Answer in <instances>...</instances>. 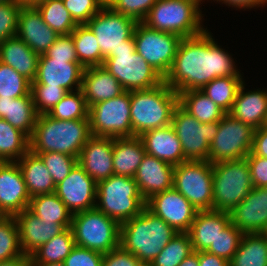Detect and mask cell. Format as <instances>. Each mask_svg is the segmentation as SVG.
Masks as SVG:
<instances>
[{"mask_svg":"<svg viewBox=\"0 0 267 266\" xmlns=\"http://www.w3.org/2000/svg\"><path fill=\"white\" fill-rule=\"evenodd\" d=\"M173 188L198 211L212 210L213 167L209 161L187 160L174 166Z\"/></svg>","mask_w":267,"mask_h":266,"instance_id":"10","label":"cell"},{"mask_svg":"<svg viewBox=\"0 0 267 266\" xmlns=\"http://www.w3.org/2000/svg\"><path fill=\"white\" fill-rule=\"evenodd\" d=\"M28 209L45 222L71 227L72 213L55 193L31 197Z\"/></svg>","mask_w":267,"mask_h":266,"instance_id":"35","label":"cell"},{"mask_svg":"<svg viewBox=\"0 0 267 266\" xmlns=\"http://www.w3.org/2000/svg\"><path fill=\"white\" fill-rule=\"evenodd\" d=\"M21 6L16 1L0 4V43L16 36Z\"/></svg>","mask_w":267,"mask_h":266,"instance_id":"50","label":"cell"},{"mask_svg":"<svg viewBox=\"0 0 267 266\" xmlns=\"http://www.w3.org/2000/svg\"><path fill=\"white\" fill-rule=\"evenodd\" d=\"M244 84L243 81L228 114L254 129L263 127L267 116V90L257 89L245 93Z\"/></svg>","mask_w":267,"mask_h":266,"instance_id":"28","label":"cell"},{"mask_svg":"<svg viewBox=\"0 0 267 266\" xmlns=\"http://www.w3.org/2000/svg\"><path fill=\"white\" fill-rule=\"evenodd\" d=\"M136 24L132 18L112 11L107 5L86 23L95 34L104 59L109 54H115L120 46L126 45Z\"/></svg>","mask_w":267,"mask_h":266,"instance_id":"15","label":"cell"},{"mask_svg":"<svg viewBox=\"0 0 267 266\" xmlns=\"http://www.w3.org/2000/svg\"><path fill=\"white\" fill-rule=\"evenodd\" d=\"M244 233L238 230L231 222L220 232L214 245L207 250L208 253L217 255L230 261L237 251Z\"/></svg>","mask_w":267,"mask_h":266,"instance_id":"45","label":"cell"},{"mask_svg":"<svg viewBox=\"0 0 267 266\" xmlns=\"http://www.w3.org/2000/svg\"><path fill=\"white\" fill-rule=\"evenodd\" d=\"M11 1H15V0H0V4L6 3V2H11Z\"/></svg>","mask_w":267,"mask_h":266,"instance_id":"63","label":"cell"},{"mask_svg":"<svg viewBox=\"0 0 267 266\" xmlns=\"http://www.w3.org/2000/svg\"><path fill=\"white\" fill-rule=\"evenodd\" d=\"M140 260L120 245L103 254L102 266H140Z\"/></svg>","mask_w":267,"mask_h":266,"instance_id":"53","label":"cell"},{"mask_svg":"<svg viewBox=\"0 0 267 266\" xmlns=\"http://www.w3.org/2000/svg\"><path fill=\"white\" fill-rule=\"evenodd\" d=\"M229 214L231 223L243 233H266L267 187H253Z\"/></svg>","mask_w":267,"mask_h":266,"instance_id":"19","label":"cell"},{"mask_svg":"<svg viewBox=\"0 0 267 266\" xmlns=\"http://www.w3.org/2000/svg\"><path fill=\"white\" fill-rule=\"evenodd\" d=\"M242 82L241 76L217 77L206 84L201 91L222 110L229 113Z\"/></svg>","mask_w":267,"mask_h":266,"instance_id":"39","label":"cell"},{"mask_svg":"<svg viewBox=\"0 0 267 266\" xmlns=\"http://www.w3.org/2000/svg\"><path fill=\"white\" fill-rule=\"evenodd\" d=\"M16 36L40 56L54 44L59 34L43 21L35 7H21Z\"/></svg>","mask_w":267,"mask_h":266,"instance_id":"21","label":"cell"},{"mask_svg":"<svg viewBox=\"0 0 267 266\" xmlns=\"http://www.w3.org/2000/svg\"><path fill=\"white\" fill-rule=\"evenodd\" d=\"M135 50L163 78L169 73L181 40L179 35L152 29L138 22L133 32Z\"/></svg>","mask_w":267,"mask_h":266,"instance_id":"11","label":"cell"},{"mask_svg":"<svg viewBox=\"0 0 267 266\" xmlns=\"http://www.w3.org/2000/svg\"><path fill=\"white\" fill-rule=\"evenodd\" d=\"M146 208L177 232H188L198 210L177 190L171 188L146 201Z\"/></svg>","mask_w":267,"mask_h":266,"instance_id":"16","label":"cell"},{"mask_svg":"<svg viewBox=\"0 0 267 266\" xmlns=\"http://www.w3.org/2000/svg\"><path fill=\"white\" fill-rule=\"evenodd\" d=\"M231 57L215 43L208 30L195 37L183 38L164 82L179 94L201 90L217 77L241 76Z\"/></svg>","mask_w":267,"mask_h":266,"instance_id":"1","label":"cell"},{"mask_svg":"<svg viewBox=\"0 0 267 266\" xmlns=\"http://www.w3.org/2000/svg\"><path fill=\"white\" fill-rule=\"evenodd\" d=\"M14 218L18 225L20 247L27 256L66 229L62 224L43 221L28 208Z\"/></svg>","mask_w":267,"mask_h":266,"instance_id":"22","label":"cell"},{"mask_svg":"<svg viewBox=\"0 0 267 266\" xmlns=\"http://www.w3.org/2000/svg\"><path fill=\"white\" fill-rule=\"evenodd\" d=\"M78 62L84 67L103 66L102 57L95 34L86 24H78L71 32Z\"/></svg>","mask_w":267,"mask_h":266,"instance_id":"37","label":"cell"},{"mask_svg":"<svg viewBox=\"0 0 267 266\" xmlns=\"http://www.w3.org/2000/svg\"><path fill=\"white\" fill-rule=\"evenodd\" d=\"M145 207L134 178L113 174L97 183L95 208L119 224L139 215Z\"/></svg>","mask_w":267,"mask_h":266,"instance_id":"6","label":"cell"},{"mask_svg":"<svg viewBox=\"0 0 267 266\" xmlns=\"http://www.w3.org/2000/svg\"><path fill=\"white\" fill-rule=\"evenodd\" d=\"M179 266H199V252H193L186 257Z\"/></svg>","mask_w":267,"mask_h":266,"instance_id":"59","label":"cell"},{"mask_svg":"<svg viewBox=\"0 0 267 266\" xmlns=\"http://www.w3.org/2000/svg\"><path fill=\"white\" fill-rule=\"evenodd\" d=\"M213 167L212 209L230 213L252 190L246 158L220 161Z\"/></svg>","mask_w":267,"mask_h":266,"instance_id":"8","label":"cell"},{"mask_svg":"<svg viewBox=\"0 0 267 266\" xmlns=\"http://www.w3.org/2000/svg\"><path fill=\"white\" fill-rule=\"evenodd\" d=\"M130 91L89 107L90 131L95 137H132Z\"/></svg>","mask_w":267,"mask_h":266,"instance_id":"12","label":"cell"},{"mask_svg":"<svg viewBox=\"0 0 267 266\" xmlns=\"http://www.w3.org/2000/svg\"><path fill=\"white\" fill-rule=\"evenodd\" d=\"M253 187H267V158L256 155L246 157Z\"/></svg>","mask_w":267,"mask_h":266,"instance_id":"54","label":"cell"},{"mask_svg":"<svg viewBox=\"0 0 267 266\" xmlns=\"http://www.w3.org/2000/svg\"><path fill=\"white\" fill-rule=\"evenodd\" d=\"M75 245L106 254L119 246L120 224L96 208L72 214Z\"/></svg>","mask_w":267,"mask_h":266,"instance_id":"9","label":"cell"},{"mask_svg":"<svg viewBox=\"0 0 267 266\" xmlns=\"http://www.w3.org/2000/svg\"><path fill=\"white\" fill-rule=\"evenodd\" d=\"M173 173V165L145 153L134 176L144 200L173 188Z\"/></svg>","mask_w":267,"mask_h":266,"instance_id":"24","label":"cell"},{"mask_svg":"<svg viewBox=\"0 0 267 266\" xmlns=\"http://www.w3.org/2000/svg\"><path fill=\"white\" fill-rule=\"evenodd\" d=\"M89 108L82 90L68 92L48 113L54 119L78 120L88 117Z\"/></svg>","mask_w":267,"mask_h":266,"instance_id":"42","label":"cell"},{"mask_svg":"<svg viewBox=\"0 0 267 266\" xmlns=\"http://www.w3.org/2000/svg\"><path fill=\"white\" fill-rule=\"evenodd\" d=\"M78 164L97 183L114 174L113 138L92 136L81 149Z\"/></svg>","mask_w":267,"mask_h":266,"instance_id":"23","label":"cell"},{"mask_svg":"<svg viewBox=\"0 0 267 266\" xmlns=\"http://www.w3.org/2000/svg\"><path fill=\"white\" fill-rule=\"evenodd\" d=\"M248 155H256L267 158V129L260 127L254 129L251 152Z\"/></svg>","mask_w":267,"mask_h":266,"instance_id":"55","label":"cell"},{"mask_svg":"<svg viewBox=\"0 0 267 266\" xmlns=\"http://www.w3.org/2000/svg\"><path fill=\"white\" fill-rule=\"evenodd\" d=\"M45 54L51 59L66 60V62H78L71 34L59 35L54 44Z\"/></svg>","mask_w":267,"mask_h":266,"instance_id":"52","label":"cell"},{"mask_svg":"<svg viewBox=\"0 0 267 266\" xmlns=\"http://www.w3.org/2000/svg\"><path fill=\"white\" fill-rule=\"evenodd\" d=\"M30 266H65L63 262H54L48 264H30Z\"/></svg>","mask_w":267,"mask_h":266,"instance_id":"61","label":"cell"},{"mask_svg":"<svg viewBox=\"0 0 267 266\" xmlns=\"http://www.w3.org/2000/svg\"><path fill=\"white\" fill-rule=\"evenodd\" d=\"M44 162L55 185L63 181L78 163V158L58 152L34 153Z\"/></svg>","mask_w":267,"mask_h":266,"instance_id":"46","label":"cell"},{"mask_svg":"<svg viewBox=\"0 0 267 266\" xmlns=\"http://www.w3.org/2000/svg\"><path fill=\"white\" fill-rule=\"evenodd\" d=\"M37 117L31 95L20 98L0 97V118L8 121L28 137L32 135Z\"/></svg>","mask_w":267,"mask_h":266,"instance_id":"32","label":"cell"},{"mask_svg":"<svg viewBox=\"0 0 267 266\" xmlns=\"http://www.w3.org/2000/svg\"><path fill=\"white\" fill-rule=\"evenodd\" d=\"M84 67L79 62L51 59L46 54L38 59L37 75L31 86H57L67 92L80 90Z\"/></svg>","mask_w":267,"mask_h":266,"instance_id":"18","label":"cell"},{"mask_svg":"<svg viewBox=\"0 0 267 266\" xmlns=\"http://www.w3.org/2000/svg\"><path fill=\"white\" fill-rule=\"evenodd\" d=\"M22 255L16 219L14 216H6L0 221V261Z\"/></svg>","mask_w":267,"mask_h":266,"instance_id":"44","label":"cell"},{"mask_svg":"<svg viewBox=\"0 0 267 266\" xmlns=\"http://www.w3.org/2000/svg\"><path fill=\"white\" fill-rule=\"evenodd\" d=\"M215 1H219L222 2L226 5L232 6V7H237L239 8H243V9H249V8H253V7H259L265 5L267 3V0H215Z\"/></svg>","mask_w":267,"mask_h":266,"instance_id":"57","label":"cell"},{"mask_svg":"<svg viewBox=\"0 0 267 266\" xmlns=\"http://www.w3.org/2000/svg\"><path fill=\"white\" fill-rule=\"evenodd\" d=\"M254 128L226 114L219 121L218 133L210 144L208 161L243 159L251 152Z\"/></svg>","mask_w":267,"mask_h":266,"instance_id":"14","label":"cell"},{"mask_svg":"<svg viewBox=\"0 0 267 266\" xmlns=\"http://www.w3.org/2000/svg\"><path fill=\"white\" fill-rule=\"evenodd\" d=\"M31 81L11 66L0 62V97L20 98L31 95Z\"/></svg>","mask_w":267,"mask_h":266,"instance_id":"43","label":"cell"},{"mask_svg":"<svg viewBox=\"0 0 267 266\" xmlns=\"http://www.w3.org/2000/svg\"><path fill=\"white\" fill-rule=\"evenodd\" d=\"M178 232L146 207L120 224L119 245L141 263H151Z\"/></svg>","mask_w":267,"mask_h":266,"instance_id":"3","label":"cell"},{"mask_svg":"<svg viewBox=\"0 0 267 266\" xmlns=\"http://www.w3.org/2000/svg\"><path fill=\"white\" fill-rule=\"evenodd\" d=\"M263 127L267 129V116H266V119H265Z\"/></svg>","mask_w":267,"mask_h":266,"instance_id":"64","label":"cell"},{"mask_svg":"<svg viewBox=\"0 0 267 266\" xmlns=\"http://www.w3.org/2000/svg\"><path fill=\"white\" fill-rule=\"evenodd\" d=\"M38 59L39 55L17 36L7 38L0 43V62L11 66L31 82L37 75Z\"/></svg>","mask_w":267,"mask_h":266,"instance_id":"29","label":"cell"},{"mask_svg":"<svg viewBox=\"0 0 267 266\" xmlns=\"http://www.w3.org/2000/svg\"><path fill=\"white\" fill-rule=\"evenodd\" d=\"M199 266H229V261L207 251L199 252Z\"/></svg>","mask_w":267,"mask_h":266,"instance_id":"56","label":"cell"},{"mask_svg":"<svg viewBox=\"0 0 267 266\" xmlns=\"http://www.w3.org/2000/svg\"><path fill=\"white\" fill-rule=\"evenodd\" d=\"M72 213L95 208L97 182L77 163L54 192Z\"/></svg>","mask_w":267,"mask_h":266,"instance_id":"17","label":"cell"},{"mask_svg":"<svg viewBox=\"0 0 267 266\" xmlns=\"http://www.w3.org/2000/svg\"><path fill=\"white\" fill-rule=\"evenodd\" d=\"M139 137L143 141L146 154L173 166L187 161L184 157L181 142L171 125L151 129Z\"/></svg>","mask_w":267,"mask_h":266,"instance_id":"25","label":"cell"},{"mask_svg":"<svg viewBox=\"0 0 267 266\" xmlns=\"http://www.w3.org/2000/svg\"><path fill=\"white\" fill-rule=\"evenodd\" d=\"M81 90L88 108L125 92L118 80L103 66L84 68Z\"/></svg>","mask_w":267,"mask_h":266,"instance_id":"27","label":"cell"},{"mask_svg":"<svg viewBox=\"0 0 267 266\" xmlns=\"http://www.w3.org/2000/svg\"><path fill=\"white\" fill-rule=\"evenodd\" d=\"M171 126L181 142L186 160L208 161L210 144L218 133L219 121L200 123L178 105L174 109Z\"/></svg>","mask_w":267,"mask_h":266,"instance_id":"13","label":"cell"},{"mask_svg":"<svg viewBox=\"0 0 267 266\" xmlns=\"http://www.w3.org/2000/svg\"><path fill=\"white\" fill-rule=\"evenodd\" d=\"M200 4L198 0H157L143 23L182 38L198 36L206 31L201 25Z\"/></svg>","mask_w":267,"mask_h":266,"instance_id":"5","label":"cell"},{"mask_svg":"<svg viewBox=\"0 0 267 266\" xmlns=\"http://www.w3.org/2000/svg\"><path fill=\"white\" fill-rule=\"evenodd\" d=\"M230 214L217 210H199L189 231L195 252L207 251L220 232L230 223Z\"/></svg>","mask_w":267,"mask_h":266,"instance_id":"26","label":"cell"},{"mask_svg":"<svg viewBox=\"0 0 267 266\" xmlns=\"http://www.w3.org/2000/svg\"><path fill=\"white\" fill-rule=\"evenodd\" d=\"M30 199L17 162H0V209L15 216L29 207Z\"/></svg>","mask_w":267,"mask_h":266,"instance_id":"20","label":"cell"},{"mask_svg":"<svg viewBox=\"0 0 267 266\" xmlns=\"http://www.w3.org/2000/svg\"><path fill=\"white\" fill-rule=\"evenodd\" d=\"M103 67L123 86L125 91L151 89L160 85L164 78L156 72L135 50L133 35L126 45L109 54Z\"/></svg>","mask_w":267,"mask_h":266,"instance_id":"7","label":"cell"},{"mask_svg":"<svg viewBox=\"0 0 267 266\" xmlns=\"http://www.w3.org/2000/svg\"><path fill=\"white\" fill-rule=\"evenodd\" d=\"M73 231L66 228L59 235L40 246L30 257V264L63 262L75 247Z\"/></svg>","mask_w":267,"mask_h":266,"instance_id":"36","label":"cell"},{"mask_svg":"<svg viewBox=\"0 0 267 266\" xmlns=\"http://www.w3.org/2000/svg\"><path fill=\"white\" fill-rule=\"evenodd\" d=\"M6 217V214L0 209V221Z\"/></svg>","mask_w":267,"mask_h":266,"instance_id":"62","label":"cell"},{"mask_svg":"<svg viewBox=\"0 0 267 266\" xmlns=\"http://www.w3.org/2000/svg\"><path fill=\"white\" fill-rule=\"evenodd\" d=\"M179 105L203 124L220 121L227 114L201 90L179 93Z\"/></svg>","mask_w":267,"mask_h":266,"instance_id":"34","label":"cell"},{"mask_svg":"<svg viewBox=\"0 0 267 266\" xmlns=\"http://www.w3.org/2000/svg\"><path fill=\"white\" fill-rule=\"evenodd\" d=\"M179 94L164 81L151 89L130 91L132 137L171 125Z\"/></svg>","mask_w":267,"mask_h":266,"instance_id":"4","label":"cell"},{"mask_svg":"<svg viewBox=\"0 0 267 266\" xmlns=\"http://www.w3.org/2000/svg\"><path fill=\"white\" fill-rule=\"evenodd\" d=\"M77 24H86L105 5L106 0H62Z\"/></svg>","mask_w":267,"mask_h":266,"instance_id":"49","label":"cell"},{"mask_svg":"<svg viewBox=\"0 0 267 266\" xmlns=\"http://www.w3.org/2000/svg\"><path fill=\"white\" fill-rule=\"evenodd\" d=\"M157 0H106V5L114 12L143 22Z\"/></svg>","mask_w":267,"mask_h":266,"instance_id":"48","label":"cell"},{"mask_svg":"<svg viewBox=\"0 0 267 266\" xmlns=\"http://www.w3.org/2000/svg\"><path fill=\"white\" fill-rule=\"evenodd\" d=\"M140 266H152L151 264H149V263H141V265Z\"/></svg>","mask_w":267,"mask_h":266,"instance_id":"65","label":"cell"},{"mask_svg":"<svg viewBox=\"0 0 267 266\" xmlns=\"http://www.w3.org/2000/svg\"><path fill=\"white\" fill-rule=\"evenodd\" d=\"M29 151V137L0 118V162H17Z\"/></svg>","mask_w":267,"mask_h":266,"instance_id":"38","label":"cell"},{"mask_svg":"<svg viewBox=\"0 0 267 266\" xmlns=\"http://www.w3.org/2000/svg\"><path fill=\"white\" fill-rule=\"evenodd\" d=\"M103 254L75 246L63 261L65 266H102Z\"/></svg>","mask_w":267,"mask_h":266,"instance_id":"51","label":"cell"},{"mask_svg":"<svg viewBox=\"0 0 267 266\" xmlns=\"http://www.w3.org/2000/svg\"><path fill=\"white\" fill-rule=\"evenodd\" d=\"M31 96L38 115L48 114L68 93L57 86H31Z\"/></svg>","mask_w":267,"mask_h":266,"instance_id":"47","label":"cell"},{"mask_svg":"<svg viewBox=\"0 0 267 266\" xmlns=\"http://www.w3.org/2000/svg\"><path fill=\"white\" fill-rule=\"evenodd\" d=\"M43 21L59 35H69L77 23L65 8L62 0H45L35 6Z\"/></svg>","mask_w":267,"mask_h":266,"instance_id":"40","label":"cell"},{"mask_svg":"<svg viewBox=\"0 0 267 266\" xmlns=\"http://www.w3.org/2000/svg\"><path fill=\"white\" fill-rule=\"evenodd\" d=\"M229 266H267V234L244 233Z\"/></svg>","mask_w":267,"mask_h":266,"instance_id":"33","label":"cell"},{"mask_svg":"<svg viewBox=\"0 0 267 266\" xmlns=\"http://www.w3.org/2000/svg\"><path fill=\"white\" fill-rule=\"evenodd\" d=\"M145 147L140 137L113 138V168L114 174L134 178Z\"/></svg>","mask_w":267,"mask_h":266,"instance_id":"30","label":"cell"},{"mask_svg":"<svg viewBox=\"0 0 267 266\" xmlns=\"http://www.w3.org/2000/svg\"><path fill=\"white\" fill-rule=\"evenodd\" d=\"M17 164L30 197L55 192V182L38 155L28 151Z\"/></svg>","mask_w":267,"mask_h":266,"instance_id":"31","label":"cell"},{"mask_svg":"<svg viewBox=\"0 0 267 266\" xmlns=\"http://www.w3.org/2000/svg\"><path fill=\"white\" fill-rule=\"evenodd\" d=\"M0 266H30V257L23 254L20 257L0 261Z\"/></svg>","mask_w":267,"mask_h":266,"instance_id":"58","label":"cell"},{"mask_svg":"<svg viewBox=\"0 0 267 266\" xmlns=\"http://www.w3.org/2000/svg\"><path fill=\"white\" fill-rule=\"evenodd\" d=\"M21 7H35L45 0H15Z\"/></svg>","mask_w":267,"mask_h":266,"instance_id":"60","label":"cell"},{"mask_svg":"<svg viewBox=\"0 0 267 266\" xmlns=\"http://www.w3.org/2000/svg\"><path fill=\"white\" fill-rule=\"evenodd\" d=\"M91 137L89 116L86 119L60 120L41 114L29 137V151L58 152L79 158L81 149Z\"/></svg>","mask_w":267,"mask_h":266,"instance_id":"2","label":"cell"},{"mask_svg":"<svg viewBox=\"0 0 267 266\" xmlns=\"http://www.w3.org/2000/svg\"><path fill=\"white\" fill-rule=\"evenodd\" d=\"M194 250L187 232H178L150 263L152 266H179Z\"/></svg>","mask_w":267,"mask_h":266,"instance_id":"41","label":"cell"}]
</instances>
